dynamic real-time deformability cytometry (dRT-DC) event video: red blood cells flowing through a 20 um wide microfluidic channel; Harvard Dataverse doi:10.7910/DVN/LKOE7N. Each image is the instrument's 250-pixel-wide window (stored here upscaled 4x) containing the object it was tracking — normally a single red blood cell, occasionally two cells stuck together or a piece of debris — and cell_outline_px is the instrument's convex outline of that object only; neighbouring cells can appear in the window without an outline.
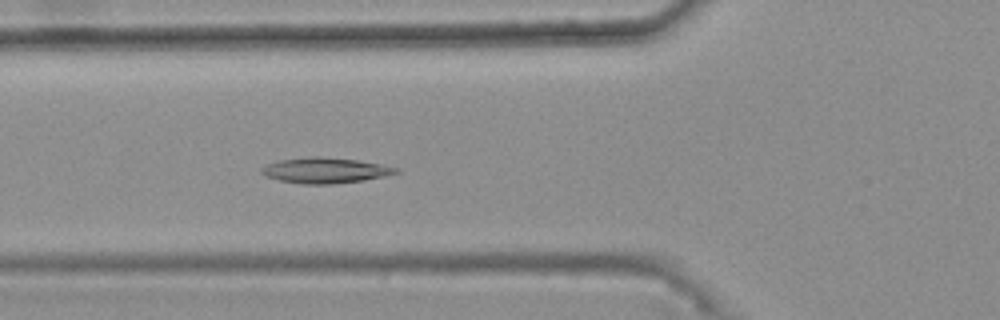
{"species": "common noctule bat (a hibernating species)", "species_latin": "Nyctalus noctula", "temperature_condition": "warm", "stored_images_in_passage": 37, "camera_frame_rate_fps": 3000, "um_per_image_px": 0.085, "animal": {"sex": "female", "body_mass_g": 25.1}, "frame": {"image": 1, "passage_image": 11, "time_ms": 3.333, "image_size_px": [1000, 320], "cell_outline_px": [[400, 172], [384, 176], [364, 180], [332, 184], [300, 184], [280, 180], [264, 176], [260, 172], [260, 168], [268, 164], [280, 160], [312, 156], [320, 156], [356, 160], [380, 164], [400, 168]], "centroid_in_image_um": [27.63, 14.48], "position_along_channel_um": 98.2, "area_um2": 20.0}}
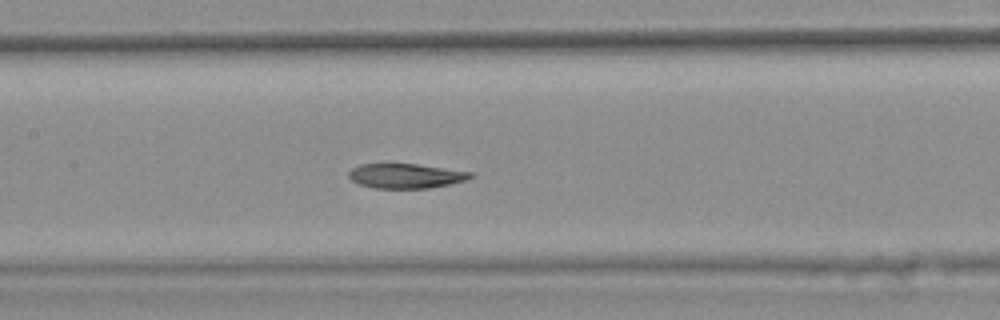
{"frame": {"image": 2, "passage_image": 17, "time_ms": 5.333, "image_size_px": [1000, 320], "cell_outline_px": [[472, 176], [468, 180], [428, 188], [376, 188], [360, 184], [352, 180], [348, 176], [348, 172], [352, 168], [360, 164], [416, 164], [472, 172]], "centroid_in_image_um": [34.48, 14.95], "position_along_channel_um": 172.9, "area_um2": 17.28}}
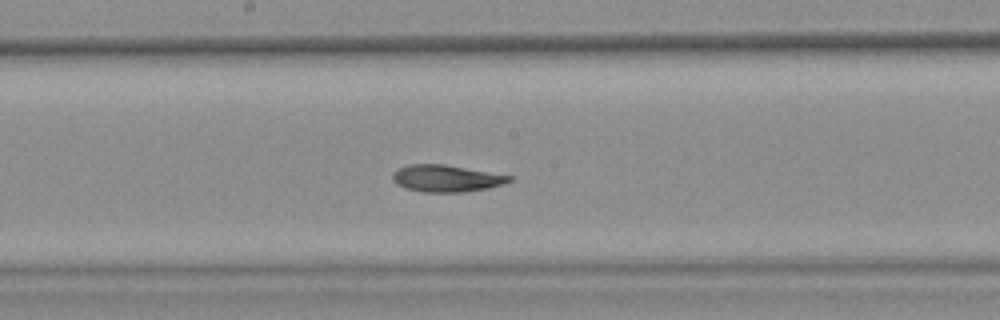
{"frame": {"image": 3, "passage_image": 20, "time_ms": 6.333, "image_size_px": [1000, 320], "cell_outline_px": [[512, 180], [504, 184], [488, 188], [464, 192], [424, 192], [408, 188], [396, 184], [392, 180], [392, 172], [408, 164], [444, 164], [512, 176]], "centroid_in_image_um": [37.92, 15.16], "position_along_channel_um": 210.3, "area_um2": 18.21}, "authors_computed_cell_mechanics": {"area_um2": 18.7272, "velocity_mm_per_s": 3.7431, "shape_relaxation_time_tau1_ms": 11.2336, "shape_relaxation_time_tau2_ms": null, "deformation_change_tau1": 0.2465, "deformation_change_tau2": null}}